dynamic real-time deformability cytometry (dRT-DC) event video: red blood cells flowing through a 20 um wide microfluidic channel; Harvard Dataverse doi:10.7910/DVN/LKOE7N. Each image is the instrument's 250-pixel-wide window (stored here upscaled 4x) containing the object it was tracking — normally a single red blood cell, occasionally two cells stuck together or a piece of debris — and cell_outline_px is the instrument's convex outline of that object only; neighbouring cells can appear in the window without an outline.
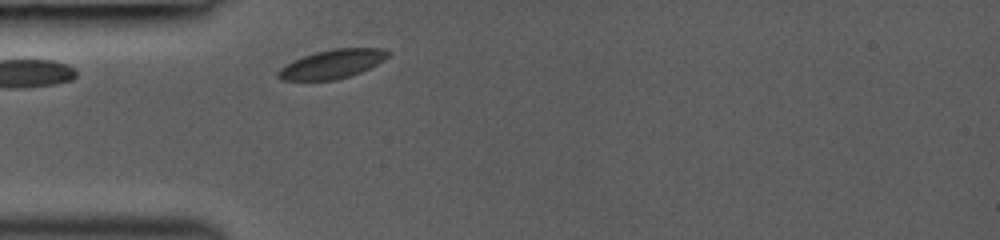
{"species": "common noctule bat (a hibernating species)", "species_latin": "Nyctalus noctula", "temperature_condition": "room temperature", "stored_images_in_passage": 13, "camera_frame_rate_fps": 3000, "um_per_image_px": 0.085, "animal": {"sex": "female", "body_mass_g": 19.0, "forearm_length_mm": 53.3}, "frame": {"image": 1, "passage_image": 1, "time_ms": 0.0, "image_size_px": [1000, 240], "cell_outline_px": [[392, 52], [384, 60], [360, 72], [336, 80], [280, 80], [276, 76], [276, 72], [280, 68], [304, 56], [316, 52], [332, 48], [380, 48]], "centroid_in_image_um": [28.24, 5.44], "position_along_channel_um": 56.8, "area_um2": 18.26}}
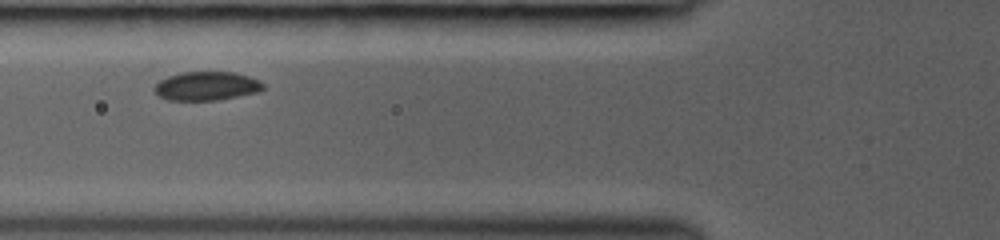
{"frame": {"image": 2, "passage_image": 6, "time_ms": 1.333, "image_size_px": [1000, 240], "cell_outline_px": [[264, 88], [260, 92], [220, 100], [168, 100], [160, 96], [152, 88], [160, 80], [168, 76], [184, 72], [236, 72], [260, 80], [264, 84]], "centroid_in_image_um": [17.6, 7.31], "position_along_channel_um": 108.2, "area_um2": 18.38}}